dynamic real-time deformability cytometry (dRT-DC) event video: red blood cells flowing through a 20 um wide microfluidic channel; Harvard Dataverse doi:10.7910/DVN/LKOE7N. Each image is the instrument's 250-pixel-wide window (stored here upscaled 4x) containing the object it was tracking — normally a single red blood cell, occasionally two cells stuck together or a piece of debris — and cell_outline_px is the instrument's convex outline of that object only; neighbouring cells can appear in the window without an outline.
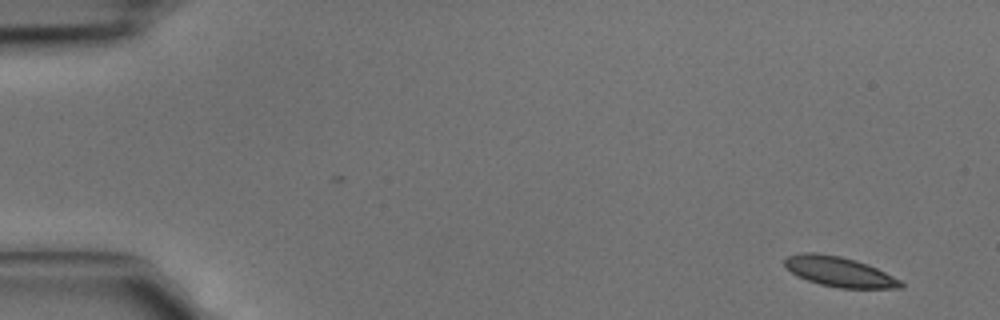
{"species": "common noctule bat (a hibernating species)", "species_latin": "Nyctalus noctula", "temperature_condition": "cold", "stored_images_in_passage": 4, "camera_frame_rate_fps": 3000, "um_per_image_px": 0.085, "animal": {"sex": "male", "body_mass_g": 15.6}, "frame": {"image": 1, "passage_image": 1, "time_ms": 0.0, "image_size_px": [1000, 320], "cell_outline_px": [[904, 284], [900, 288], [840, 288], [820, 284], [796, 276], [784, 268], [784, 260], [788, 256], [800, 252], [816, 252], [840, 256], [856, 260], [868, 264], [900, 280]], "centroid_in_image_um": [71.28, 23.08], "position_along_channel_um": 13.7, "area_um2": 20.35}}
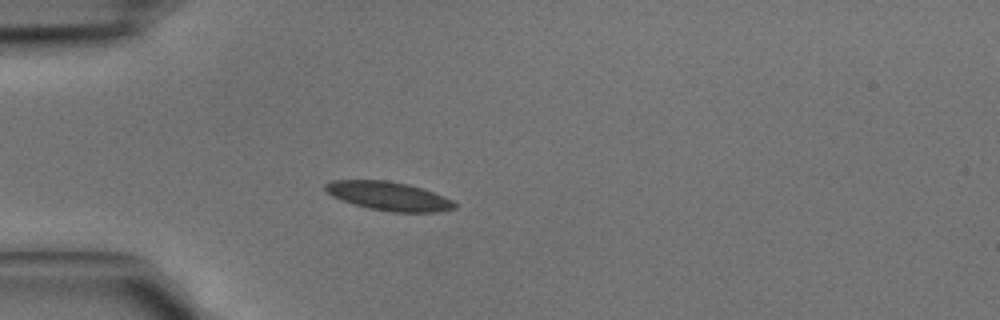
{"frame": {"image": 2, "passage_image": 4, "time_ms": 1.0, "image_size_px": [1000, 320], "cell_outline_px": [[456, 208], [440, 212], [392, 212], [368, 208], [352, 204], [332, 196], [324, 188], [324, 184], [332, 180], [388, 180], [408, 184], [444, 196], [452, 200], [456, 204]], "centroid_in_image_um": [33.03, 16.67], "position_along_channel_um": 52.0, "area_um2": 21.68}}